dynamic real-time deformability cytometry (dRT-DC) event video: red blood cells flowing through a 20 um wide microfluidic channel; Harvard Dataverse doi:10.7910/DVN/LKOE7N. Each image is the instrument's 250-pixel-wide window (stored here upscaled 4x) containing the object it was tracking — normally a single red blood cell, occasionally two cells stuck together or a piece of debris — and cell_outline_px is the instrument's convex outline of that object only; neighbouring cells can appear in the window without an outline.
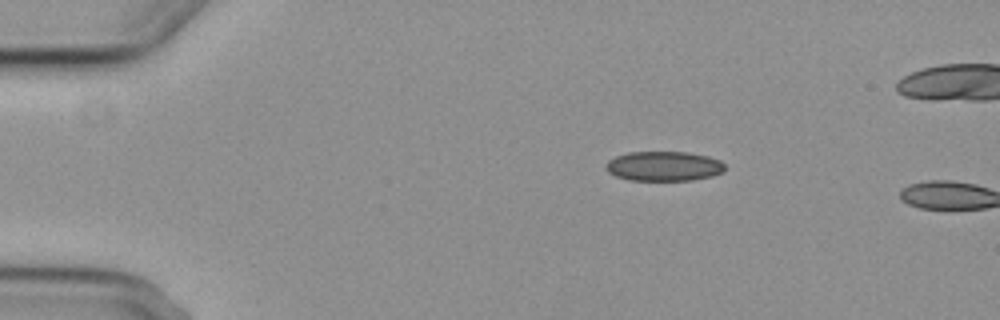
{"species": "common noctule bat (a hibernating species)", "species_latin": "Nyctalus noctula", "temperature_condition": "cold", "stored_images_in_passage": 2, "camera_frame_rate_fps": 3000, "um_per_image_px": 0.085, "animal": {"sex": "female", "body_mass_g": 29.2, "forearm_length_mm": 56.3}, "frame": {"image": 1, "passage_image": 1, "time_ms": 0.0, "image_size_px": [1000, 320], "cell_outline_px": [[724, 172], [712, 176], [692, 180], [628, 180], [616, 176], [608, 172], [604, 168], [604, 164], [608, 160], [616, 156], [628, 152], [688, 152], [708, 156], [720, 160], [724, 164]], "centroid_in_image_um": [56.4, 14.12], "position_along_channel_um": 28.6, "area_um2": 20.75}}